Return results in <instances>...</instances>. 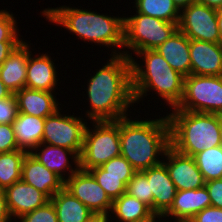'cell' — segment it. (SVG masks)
Masks as SVG:
<instances>
[{"label":"cell","instance_id":"21","mask_svg":"<svg viewBox=\"0 0 222 222\" xmlns=\"http://www.w3.org/2000/svg\"><path fill=\"white\" fill-rule=\"evenodd\" d=\"M55 92L33 90L23 88L14 94L18 113L29 114L39 118L53 115L61 104H59Z\"/></svg>","mask_w":222,"mask_h":222},{"label":"cell","instance_id":"29","mask_svg":"<svg viewBox=\"0 0 222 222\" xmlns=\"http://www.w3.org/2000/svg\"><path fill=\"white\" fill-rule=\"evenodd\" d=\"M89 172L112 201L126 192L127 185L123 182V177L103 176V169L100 166L90 169Z\"/></svg>","mask_w":222,"mask_h":222},{"label":"cell","instance_id":"28","mask_svg":"<svg viewBox=\"0 0 222 222\" xmlns=\"http://www.w3.org/2000/svg\"><path fill=\"white\" fill-rule=\"evenodd\" d=\"M193 158L205 182L222 179V145L204 149Z\"/></svg>","mask_w":222,"mask_h":222},{"label":"cell","instance_id":"41","mask_svg":"<svg viewBox=\"0 0 222 222\" xmlns=\"http://www.w3.org/2000/svg\"><path fill=\"white\" fill-rule=\"evenodd\" d=\"M161 218V219H160ZM163 216L159 213L153 212L151 215L147 216L146 218L136 220L135 222H160Z\"/></svg>","mask_w":222,"mask_h":222},{"label":"cell","instance_id":"38","mask_svg":"<svg viewBox=\"0 0 222 222\" xmlns=\"http://www.w3.org/2000/svg\"><path fill=\"white\" fill-rule=\"evenodd\" d=\"M21 42H0V66Z\"/></svg>","mask_w":222,"mask_h":222},{"label":"cell","instance_id":"47","mask_svg":"<svg viewBox=\"0 0 222 222\" xmlns=\"http://www.w3.org/2000/svg\"><path fill=\"white\" fill-rule=\"evenodd\" d=\"M173 222H192L191 220H178V221H173Z\"/></svg>","mask_w":222,"mask_h":222},{"label":"cell","instance_id":"30","mask_svg":"<svg viewBox=\"0 0 222 222\" xmlns=\"http://www.w3.org/2000/svg\"><path fill=\"white\" fill-rule=\"evenodd\" d=\"M126 193L145 203L153 211V195L150 193L148 179L142 171L135 172L127 184Z\"/></svg>","mask_w":222,"mask_h":222},{"label":"cell","instance_id":"40","mask_svg":"<svg viewBox=\"0 0 222 222\" xmlns=\"http://www.w3.org/2000/svg\"><path fill=\"white\" fill-rule=\"evenodd\" d=\"M110 215L104 213H91L85 222H109Z\"/></svg>","mask_w":222,"mask_h":222},{"label":"cell","instance_id":"44","mask_svg":"<svg viewBox=\"0 0 222 222\" xmlns=\"http://www.w3.org/2000/svg\"><path fill=\"white\" fill-rule=\"evenodd\" d=\"M174 5L178 8L179 11L189 6L191 3L196 2V0H172Z\"/></svg>","mask_w":222,"mask_h":222},{"label":"cell","instance_id":"45","mask_svg":"<svg viewBox=\"0 0 222 222\" xmlns=\"http://www.w3.org/2000/svg\"><path fill=\"white\" fill-rule=\"evenodd\" d=\"M217 23L219 29L220 43L222 44V7L217 8Z\"/></svg>","mask_w":222,"mask_h":222},{"label":"cell","instance_id":"34","mask_svg":"<svg viewBox=\"0 0 222 222\" xmlns=\"http://www.w3.org/2000/svg\"><path fill=\"white\" fill-rule=\"evenodd\" d=\"M12 124L0 123V153L18 150Z\"/></svg>","mask_w":222,"mask_h":222},{"label":"cell","instance_id":"1","mask_svg":"<svg viewBox=\"0 0 222 222\" xmlns=\"http://www.w3.org/2000/svg\"><path fill=\"white\" fill-rule=\"evenodd\" d=\"M93 73L87 80L90 107L85 114L87 120L116 121L130 116L128 109L134 105L130 58L110 56L107 63Z\"/></svg>","mask_w":222,"mask_h":222},{"label":"cell","instance_id":"17","mask_svg":"<svg viewBox=\"0 0 222 222\" xmlns=\"http://www.w3.org/2000/svg\"><path fill=\"white\" fill-rule=\"evenodd\" d=\"M21 180L44 193L49 199L60 191L65 182L53 171L27 153L22 163Z\"/></svg>","mask_w":222,"mask_h":222},{"label":"cell","instance_id":"3","mask_svg":"<svg viewBox=\"0 0 222 222\" xmlns=\"http://www.w3.org/2000/svg\"><path fill=\"white\" fill-rule=\"evenodd\" d=\"M41 14L48 22L64 27L84 42L106 46L108 49L113 47L109 56L123 55L124 16L100 14L66 5L45 8Z\"/></svg>","mask_w":222,"mask_h":222},{"label":"cell","instance_id":"31","mask_svg":"<svg viewBox=\"0 0 222 222\" xmlns=\"http://www.w3.org/2000/svg\"><path fill=\"white\" fill-rule=\"evenodd\" d=\"M100 167L103 169V176L123 177V182L126 185L136 172L132 165L121 155L110 159Z\"/></svg>","mask_w":222,"mask_h":222},{"label":"cell","instance_id":"19","mask_svg":"<svg viewBox=\"0 0 222 222\" xmlns=\"http://www.w3.org/2000/svg\"><path fill=\"white\" fill-rule=\"evenodd\" d=\"M30 48L28 42H21L0 66V79L13 95L26 87Z\"/></svg>","mask_w":222,"mask_h":222},{"label":"cell","instance_id":"2","mask_svg":"<svg viewBox=\"0 0 222 222\" xmlns=\"http://www.w3.org/2000/svg\"><path fill=\"white\" fill-rule=\"evenodd\" d=\"M135 119L128 116L119 119L120 148L121 156L136 172H141L162 162L170 146V126L167 115Z\"/></svg>","mask_w":222,"mask_h":222},{"label":"cell","instance_id":"43","mask_svg":"<svg viewBox=\"0 0 222 222\" xmlns=\"http://www.w3.org/2000/svg\"><path fill=\"white\" fill-rule=\"evenodd\" d=\"M12 96H13V94L7 89L5 84L0 79V100L7 99V98H10Z\"/></svg>","mask_w":222,"mask_h":222},{"label":"cell","instance_id":"36","mask_svg":"<svg viewBox=\"0 0 222 222\" xmlns=\"http://www.w3.org/2000/svg\"><path fill=\"white\" fill-rule=\"evenodd\" d=\"M205 187L211 199V206L222 208V179H213L205 182Z\"/></svg>","mask_w":222,"mask_h":222},{"label":"cell","instance_id":"24","mask_svg":"<svg viewBox=\"0 0 222 222\" xmlns=\"http://www.w3.org/2000/svg\"><path fill=\"white\" fill-rule=\"evenodd\" d=\"M50 201L56 209L58 222H85L93 213L65 187L53 195Z\"/></svg>","mask_w":222,"mask_h":222},{"label":"cell","instance_id":"25","mask_svg":"<svg viewBox=\"0 0 222 222\" xmlns=\"http://www.w3.org/2000/svg\"><path fill=\"white\" fill-rule=\"evenodd\" d=\"M152 213L153 211L148 205L125 192L113 201L110 222L113 220L116 222H135Z\"/></svg>","mask_w":222,"mask_h":222},{"label":"cell","instance_id":"23","mask_svg":"<svg viewBox=\"0 0 222 222\" xmlns=\"http://www.w3.org/2000/svg\"><path fill=\"white\" fill-rule=\"evenodd\" d=\"M44 123L45 118L17 113L12 127L18 148L30 153L39 146L42 143Z\"/></svg>","mask_w":222,"mask_h":222},{"label":"cell","instance_id":"26","mask_svg":"<svg viewBox=\"0 0 222 222\" xmlns=\"http://www.w3.org/2000/svg\"><path fill=\"white\" fill-rule=\"evenodd\" d=\"M137 13L159 18L167 22L179 23L180 11L172 0H134ZM136 7V8H135Z\"/></svg>","mask_w":222,"mask_h":222},{"label":"cell","instance_id":"37","mask_svg":"<svg viewBox=\"0 0 222 222\" xmlns=\"http://www.w3.org/2000/svg\"><path fill=\"white\" fill-rule=\"evenodd\" d=\"M190 220L192 222H222V208L206 207Z\"/></svg>","mask_w":222,"mask_h":222},{"label":"cell","instance_id":"42","mask_svg":"<svg viewBox=\"0 0 222 222\" xmlns=\"http://www.w3.org/2000/svg\"><path fill=\"white\" fill-rule=\"evenodd\" d=\"M196 2L216 9L222 7V0H196Z\"/></svg>","mask_w":222,"mask_h":222},{"label":"cell","instance_id":"39","mask_svg":"<svg viewBox=\"0 0 222 222\" xmlns=\"http://www.w3.org/2000/svg\"><path fill=\"white\" fill-rule=\"evenodd\" d=\"M13 219L7 208L6 196L3 189H0V222H11Z\"/></svg>","mask_w":222,"mask_h":222},{"label":"cell","instance_id":"14","mask_svg":"<svg viewBox=\"0 0 222 222\" xmlns=\"http://www.w3.org/2000/svg\"><path fill=\"white\" fill-rule=\"evenodd\" d=\"M7 208L13 221L37 208L44 206L50 199L32 185L20 180L4 189Z\"/></svg>","mask_w":222,"mask_h":222},{"label":"cell","instance_id":"32","mask_svg":"<svg viewBox=\"0 0 222 222\" xmlns=\"http://www.w3.org/2000/svg\"><path fill=\"white\" fill-rule=\"evenodd\" d=\"M17 24L12 12L0 10V42H23Z\"/></svg>","mask_w":222,"mask_h":222},{"label":"cell","instance_id":"11","mask_svg":"<svg viewBox=\"0 0 222 222\" xmlns=\"http://www.w3.org/2000/svg\"><path fill=\"white\" fill-rule=\"evenodd\" d=\"M64 187L93 213L110 215L113 201L89 171L79 169L65 181Z\"/></svg>","mask_w":222,"mask_h":222},{"label":"cell","instance_id":"33","mask_svg":"<svg viewBox=\"0 0 222 222\" xmlns=\"http://www.w3.org/2000/svg\"><path fill=\"white\" fill-rule=\"evenodd\" d=\"M17 222H58L57 212L51 201H48L44 206L35 209L19 217Z\"/></svg>","mask_w":222,"mask_h":222},{"label":"cell","instance_id":"22","mask_svg":"<svg viewBox=\"0 0 222 222\" xmlns=\"http://www.w3.org/2000/svg\"><path fill=\"white\" fill-rule=\"evenodd\" d=\"M155 51L175 71L184 77L191 75L190 40L179 29Z\"/></svg>","mask_w":222,"mask_h":222},{"label":"cell","instance_id":"9","mask_svg":"<svg viewBox=\"0 0 222 222\" xmlns=\"http://www.w3.org/2000/svg\"><path fill=\"white\" fill-rule=\"evenodd\" d=\"M61 110L45 118L42 143L73 150L80 156L88 122L81 116L63 114Z\"/></svg>","mask_w":222,"mask_h":222},{"label":"cell","instance_id":"35","mask_svg":"<svg viewBox=\"0 0 222 222\" xmlns=\"http://www.w3.org/2000/svg\"><path fill=\"white\" fill-rule=\"evenodd\" d=\"M18 113L16 98L14 95L0 100V123L12 124Z\"/></svg>","mask_w":222,"mask_h":222},{"label":"cell","instance_id":"7","mask_svg":"<svg viewBox=\"0 0 222 222\" xmlns=\"http://www.w3.org/2000/svg\"><path fill=\"white\" fill-rule=\"evenodd\" d=\"M90 123L92 127L90 128L87 124L79 159L80 169L83 171L101 166L110 159L121 155L119 119L116 121H90Z\"/></svg>","mask_w":222,"mask_h":222},{"label":"cell","instance_id":"15","mask_svg":"<svg viewBox=\"0 0 222 222\" xmlns=\"http://www.w3.org/2000/svg\"><path fill=\"white\" fill-rule=\"evenodd\" d=\"M191 74L222 76V44L190 40Z\"/></svg>","mask_w":222,"mask_h":222},{"label":"cell","instance_id":"8","mask_svg":"<svg viewBox=\"0 0 222 222\" xmlns=\"http://www.w3.org/2000/svg\"><path fill=\"white\" fill-rule=\"evenodd\" d=\"M178 110L222 115V76L184 77V94Z\"/></svg>","mask_w":222,"mask_h":222},{"label":"cell","instance_id":"27","mask_svg":"<svg viewBox=\"0 0 222 222\" xmlns=\"http://www.w3.org/2000/svg\"><path fill=\"white\" fill-rule=\"evenodd\" d=\"M27 153L22 149L0 153V189L21 180L22 163Z\"/></svg>","mask_w":222,"mask_h":222},{"label":"cell","instance_id":"16","mask_svg":"<svg viewBox=\"0 0 222 222\" xmlns=\"http://www.w3.org/2000/svg\"><path fill=\"white\" fill-rule=\"evenodd\" d=\"M142 172L148 179L150 193L153 195V212L163 216L174 202L176 186L163 162Z\"/></svg>","mask_w":222,"mask_h":222},{"label":"cell","instance_id":"6","mask_svg":"<svg viewBox=\"0 0 222 222\" xmlns=\"http://www.w3.org/2000/svg\"><path fill=\"white\" fill-rule=\"evenodd\" d=\"M177 29V23L167 22L137 12L130 17L124 16L123 55L131 59V51L136 54L144 50H155L169 39Z\"/></svg>","mask_w":222,"mask_h":222},{"label":"cell","instance_id":"46","mask_svg":"<svg viewBox=\"0 0 222 222\" xmlns=\"http://www.w3.org/2000/svg\"><path fill=\"white\" fill-rule=\"evenodd\" d=\"M220 133H221V140H222V115H220Z\"/></svg>","mask_w":222,"mask_h":222},{"label":"cell","instance_id":"10","mask_svg":"<svg viewBox=\"0 0 222 222\" xmlns=\"http://www.w3.org/2000/svg\"><path fill=\"white\" fill-rule=\"evenodd\" d=\"M178 29L189 40L220 43L216 8L191 3L180 11Z\"/></svg>","mask_w":222,"mask_h":222},{"label":"cell","instance_id":"12","mask_svg":"<svg viewBox=\"0 0 222 222\" xmlns=\"http://www.w3.org/2000/svg\"><path fill=\"white\" fill-rule=\"evenodd\" d=\"M162 162L177 191L197 189L205 185L202 173L192 156L182 154L169 146Z\"/></svg>","mask_w":222,"mask_h":222},{"label":"cell","instance_id":"18","mask_svg":"<svg viewBox=\"0 0 222 222\" xmlns=\"http://www.w3.org/2000/svg\"><path fill=\"white\" fill-rule=\"evenodd\" d=\"M32 54L30 51L27 62L26 88L55 92L59 78L54 60L48 53H39L36 57Z\"/></svg>","mask_w":222,"mask_h":222},{"label":"cell","instance_id":"5","mask_svg":"<svg viewBox=\"0 0 222 222\" xmlns=\"http://www.w3.org/2000/svg\"><path fill=\"white\" fill-rule=\"evenodd\" d=\"M167 113L170 126V146L176 151L194 156L204 149L222 145L220 115L178 110Z\"/></svg>","mask_w":222,"mask_h":222},{"label":"cell","instance_id":"20","mask_svg":"<svg viewBox=\"0 0 222 222\" xmlns=\"http://www.w3.org/2000/svg\"><path fill=\"white\" fill-rule=\"evenodd\" d=\"M209 206H211V199L205 185L197 189L177 191L172 206L163 218L168 217L171 219L170 222L172 219L173 221L190 220Z\"/></svg>","mask_w":222,"mask_h":222},{"label":"cell","instance_id":"4","mask_svg":"<svg viewBox=\"0 0 222 222\" xmlns=\"http://www.w3.org/2000/svg\"><path fill=\"white\" fill-rule=\"evenodd\" d=\"M136 57L130 59L134 104L150 95L148 92L154 91L169 108L177 107L184 94V76L175 71L155 50L137 52ZM138 58L143 60L142 65L137 62Z\"/></svg>","mask_w":222,"mask_h":222},{"label":"cell","instance_id":"13","mask_svg":"<svg viewBox=\"0 0 222 222\" xmlns=\"http://www.w3.org/2000/svg\"><path fill=\"white\" fill-rule=\"evenodd\" d=\"M30 154L64 182L80 169V156L67 148L41 143ZM70 159L71 161H69ZM72 163L74 167H72Z\"/></svg>","mask_w":222,"mask_h":222}]
</instances>
